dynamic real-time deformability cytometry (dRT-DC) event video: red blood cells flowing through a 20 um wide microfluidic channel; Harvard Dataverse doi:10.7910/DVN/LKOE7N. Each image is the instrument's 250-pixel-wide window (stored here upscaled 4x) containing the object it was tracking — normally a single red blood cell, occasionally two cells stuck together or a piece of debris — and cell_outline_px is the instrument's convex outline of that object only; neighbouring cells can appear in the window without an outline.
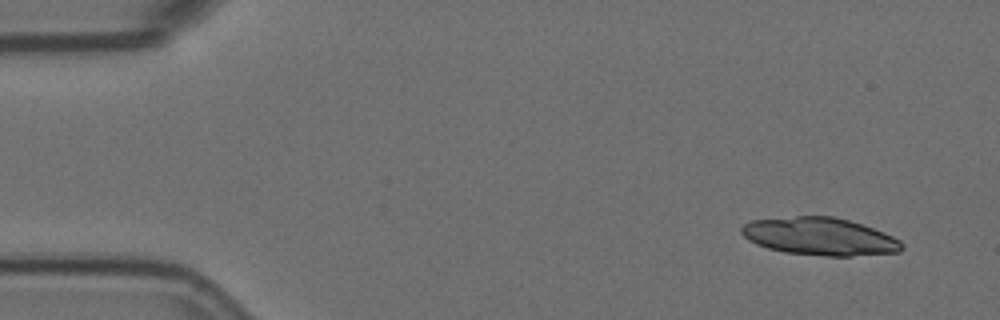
{"species": "Egyptian fruit bat (a non-hibernating species)", "species_latin": "Rousettus aegyptiacus", "temperature_condition": "room temperature", "stored_images_in_passage": 6, "camera_frame_rate_fps": 3000, "um_per_image_px": 0.085, "animal": {"sex": "female"}, "frame": {"image": 1, "passage_image": 1, "time_ms": 0.0, "image_size_px": [1000, 320], "cell_outline_px": [[904, 248], [900, 252], [852, 256], [828, 256], [784, 252], [768, 248], [756, 244], [748, 240], [740, 232], [740, 228], [744, 224], [752, 220], [796, 216], [836, 216], [872, 228], [892, 236], [900, 240], [904, 244]], "centroid_in_image_um": [69.68, 20.1], "position_along_channel_um": 15.3, "area_um2": 35.2}}